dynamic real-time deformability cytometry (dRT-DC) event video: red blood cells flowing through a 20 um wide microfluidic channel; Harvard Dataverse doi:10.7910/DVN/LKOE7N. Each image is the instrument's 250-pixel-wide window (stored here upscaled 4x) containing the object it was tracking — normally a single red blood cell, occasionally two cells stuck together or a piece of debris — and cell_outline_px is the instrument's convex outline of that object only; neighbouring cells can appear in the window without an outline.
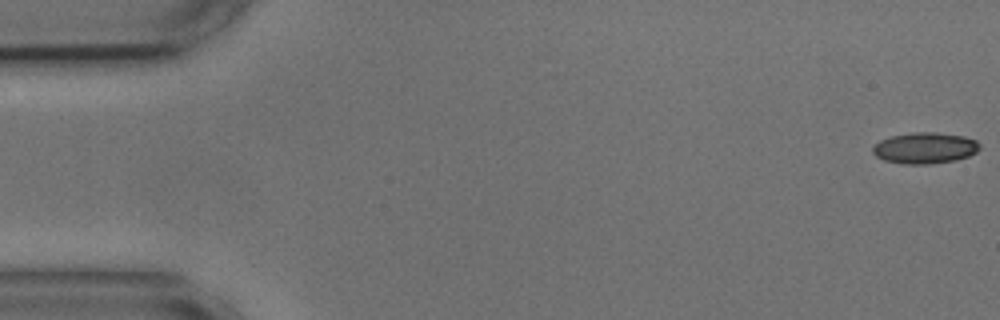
{"species": "common noctule bat (a hibernating species)", "species_latin": "Nyctalus noctula", "temperature_condition": "cold", "stored_images_in_passage": 54, "camera_frame_rate_fps": 3000, "um_per_image_px": 0.085, "animal": {"sex": "male", "body_mass_g": 17.9, "forearm_length_mm": 54.2}, "frame": {"image": 1, "passage_image": 1, "time_ms": 0.0, "image_size_px": [1000, 320], "cell_outline_px": [[980, 148], [976, 152], [968, 156], [956, 160], [928, 164], [904, 164], [884, 160], [876, 156], [872, 152], [872, 148], [880, 140], [892, 136], [912, 132], [936, 132], [964, 136], [976, 140], [980, 144]], "centroid_in_image_um": [78.62, 12.58], "position_along_channel_um": 6.4, "area_um2": 19.42}}
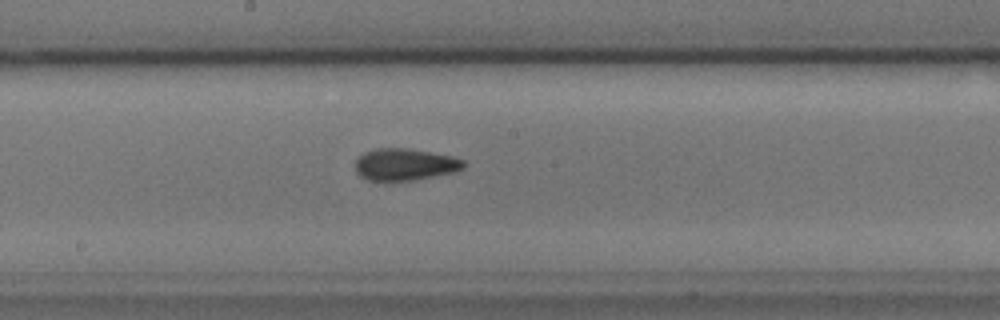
{"frame": {"image": 2, "passage_image": 29, "time_ms": 9.333, "image_size_px": [1000, 320], "cell_outline_px": [[464, 168], [456, 172], [416, 180], [368, 180], [360, 176], [356, 172], [356, 160], [364, 152], [376, 148], [408, 148], [452, 156], [464, 160]], "centroid_in_image_um": [34.44, 13.98], "position_along_channel_um": 213.8, "area_um2": 20.17}}
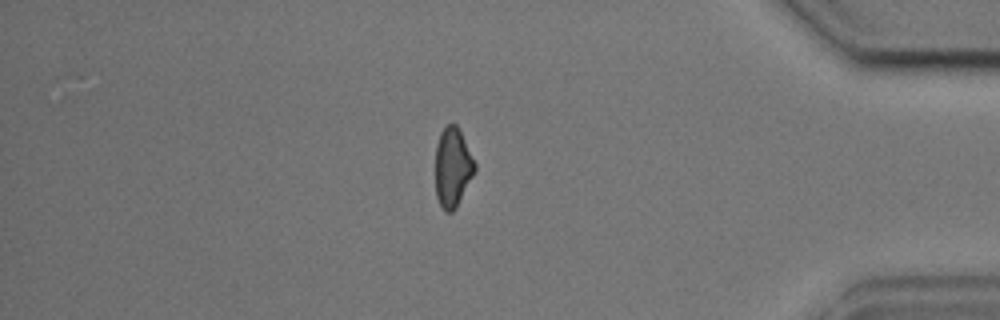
{"frame": {"image": 3, "passage_image": 47, "time_ms": 15.333, "image_size_px": [1000, 320], "cell_outline_px": [[476, 168], [456, 208], [452, 212], [444, 212], [436, 196], [436, 144], [440, 132], [448, 124], [456, 124], [476, 164]], "centroid_in_image_um": [38.46, 14.24], "position_along_channel_um": 396.7, "area_um2": 17.92}, "authors_computed_cell_mechanics": {"area_um2": 19.4208, "velocity_mm_per_s": 3.6258, "shape_relaxation_time_tau1_ms": 4.6532, "shape_relaxation_time_tau2_ms": 4.0215, "deformation_change_tau1": 0.1005, "deformation_change_tau2": 0.102}}